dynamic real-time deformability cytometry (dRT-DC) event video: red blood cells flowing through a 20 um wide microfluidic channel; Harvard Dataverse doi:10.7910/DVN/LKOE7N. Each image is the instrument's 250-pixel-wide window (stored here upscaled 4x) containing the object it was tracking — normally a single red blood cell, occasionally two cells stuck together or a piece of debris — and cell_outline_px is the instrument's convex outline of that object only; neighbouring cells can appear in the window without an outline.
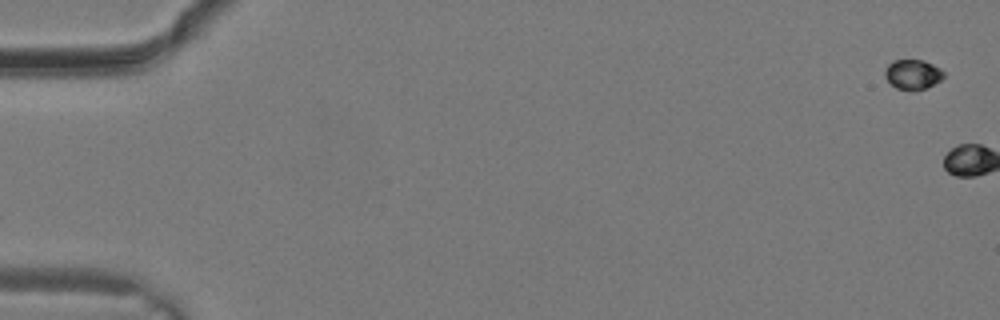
{"species": "common noctule bat (a hibernating species)", "species_latin": "Nyctalus noctula", "temperature_condition": "warm", "stored_images_in_passage": 2, "camera_frame_rate_fps": 3000, "um_per_image_px": 0.085, "animal": {"sex": "male", "body_mass_g": 19.2, "forearm_length_mm": 51.8}, "frame": {"image": 1, "passage_image": 1, "time_ms": 0.0, "image_size_px": [1000, 320], "cell_outline_px": [[944, 76], [940, 80], [924, 88], [912, 92], [896, 88], [884, 76], [884, 72], [888, 64], [896, 60], [924, 60], [940, 68], [944, 72]], "centroid_in_image_um": [77.57, 6.33], "position_along_channel_um": 7.4, "area_um2": 10.17}}